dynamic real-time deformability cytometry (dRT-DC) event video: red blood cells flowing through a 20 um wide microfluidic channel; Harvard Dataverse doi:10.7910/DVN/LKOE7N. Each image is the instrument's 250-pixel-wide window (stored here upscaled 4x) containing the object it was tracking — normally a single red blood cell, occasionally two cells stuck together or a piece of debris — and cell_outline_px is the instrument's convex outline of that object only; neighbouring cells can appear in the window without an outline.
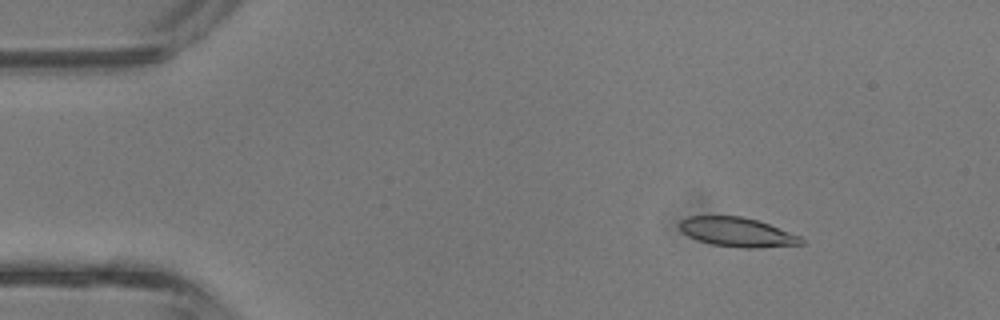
{"species": "common noctule bat (a hibernating species)", "species_latin": "Nyctalus noctula", "temperature_condition": "room temperature", "stored_images_in_passage": 4, "camera_frame_rate_fps": 3000, "um_per_image_px": 0.085, "animal": {"sex": "male", "body_mass_g": 13.3}, "frame": {"image": 1, "passage_image": 2, "time_ms": 0.333, "image_size_px": [1000, 320], "cell_outline_px": [[804, 244], [756, 248], [740, 248], [712, 244], [688, 236], [680, 228], [680, 220], [688, 216], [740, 216], [756, 220], [768, 224], [800, 236], [804, 240]], "centroid_in_image_um": [62.67, 19.73], "position_along_channel_um": 22.3, "area_um2": 20.52}}